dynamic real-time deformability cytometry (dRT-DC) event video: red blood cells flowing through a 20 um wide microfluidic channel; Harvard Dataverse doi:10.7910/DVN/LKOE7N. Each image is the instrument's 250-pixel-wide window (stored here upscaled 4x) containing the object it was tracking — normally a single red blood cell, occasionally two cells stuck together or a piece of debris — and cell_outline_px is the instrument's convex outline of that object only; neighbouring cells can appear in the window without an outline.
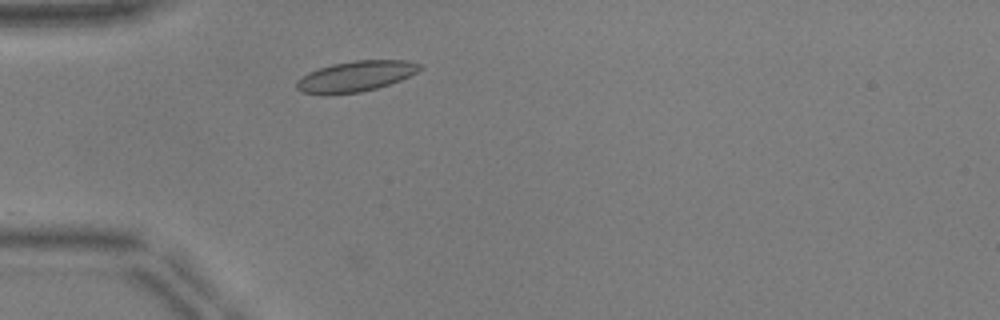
{"species": "common noctule bat (a hibernating species)", "species_latin": "Nyctalus noctula", "temperature_condition": "warm", "stored_images_in_passage": 19, "camera_frame_rate_fps": 3000, "um_per_image_px": 0.085, "animal": {"sex": "male", "body_mass_g": 17.9, "forearm_length_mm": 54.2}, "frame": {"image": 1, "passage_image": 1, "time_ms": 0.0, "image_size_px": [1000, 320], "cell_outline_px": [[424, 68], [400, 80], [376, 88], [360, 92], [300, 92], [296, 88], [296, 80], [308, 72], [332, 64], [356, 60], [404, 60], [420, 64]], "centroid_in_image_um": [30.26, 6.45], "position_along_channel_um": 54.7, "area_um2": 21.27}}
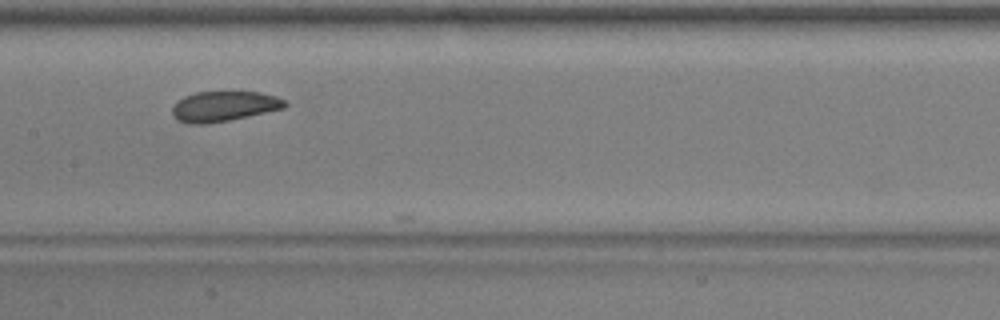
{"frame": {"image": 2, "passage_image": 12, "time_ms": 3.667, "image_size_px": [1000, 320], "cell_outline_px": [[288, 104], [284, 108], [228, 120], [208, 124], [188, 124], [176, 120], [172, 116], [172, 108], [184, 96], [196, 92], [260, 92], [276, 96], [284, 100]], "centroid_in_image_um": [19.01, 9.04], "position_along_channel_um": 188.4, "area_um2": 19.71}}
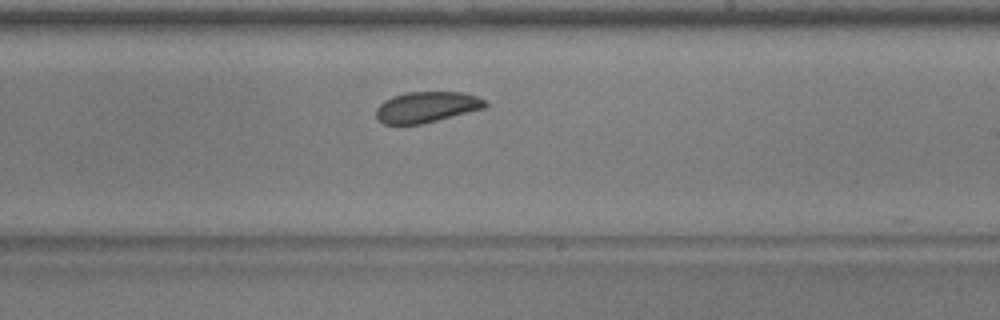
{"frame": {"image": 3, "passage_image": 17, "time_ms": 5.333, "image_size_px": [1000, 320], "cell_outline_px": [[488, 104], [484, 108], [420, 124], [384, 124], [376, 120], [376, 108], [384, 100], [392, 96], [404, 92], [460, 92], [476, 96], [484, 100]], "centroid_in_image_um": [36.2, 9.09], "position_along_channel_um": 252.8, "area_um2": 19.48}}